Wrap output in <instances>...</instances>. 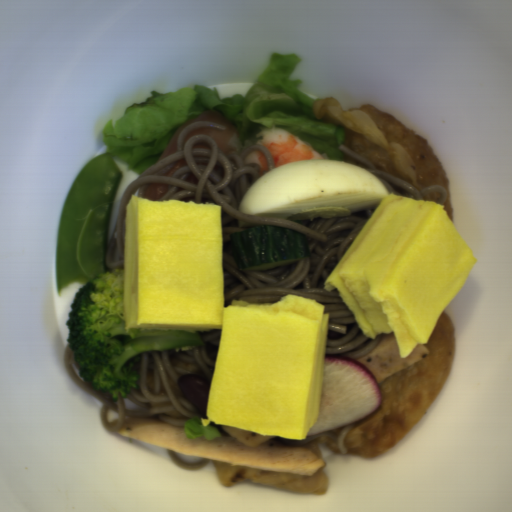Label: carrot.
<instances>
[{
	"instance_id": "b8716197",
	"label": "carrot",
	"mask_w": 512,
	"mask_h": 512,
	"mask_svg": "<svg viewBox=\"0 0 512 512\" xmlns=\"http://www.w3.org/2000/svg\"><path fill=\"white\" fill-rule=\"evenodd\" d=\"M381 386L364 364L342 356L325 355L319 416L306 437L340 432L382 406Z\"/></svg>"
}]
</instances>
